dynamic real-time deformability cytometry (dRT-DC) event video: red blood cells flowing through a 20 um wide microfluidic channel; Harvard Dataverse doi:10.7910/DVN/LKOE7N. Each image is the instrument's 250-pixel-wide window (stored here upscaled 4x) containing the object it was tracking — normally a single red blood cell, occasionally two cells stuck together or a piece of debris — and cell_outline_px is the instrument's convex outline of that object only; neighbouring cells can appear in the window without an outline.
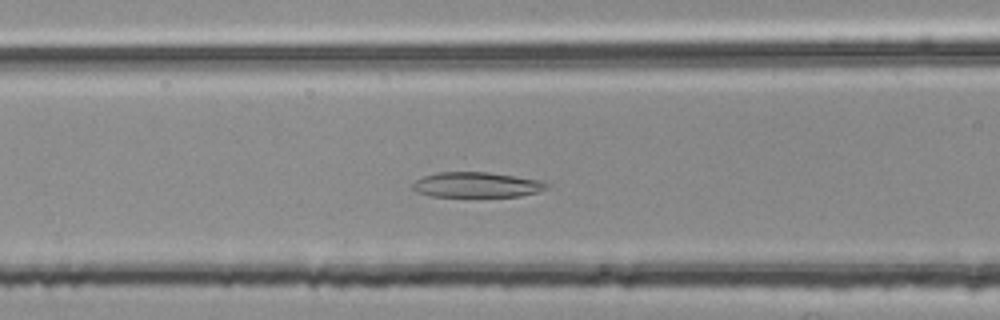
{"species": "common noctule bat (a hibernating species)", "species_latin": "Nyctalus noctula", "temperature_condition": "room temperature", "stored_images_in_passage": 48, "camera_frame_rate_fps": 3000, "um_per_image_px": 0.085, "animal": {"sex": "female", "body_mass_g": 25.1}, "frame": {"image": 1, "passage_image": 19, "time_ms": 6.0, "image_size_px": [1000, 320], "cell_outline_px": [[552, 184], [548, 188], [536, 192], [520, 196], [432, 196], [416, 192], [408, 188], [416, 180], [424, 176], [440, 172], [488, 172], [536, 180]], "centroid_in_image_um": [40.46, 15.71], "position_along_channel_um": 126.1, "area_um2": 19.54}}
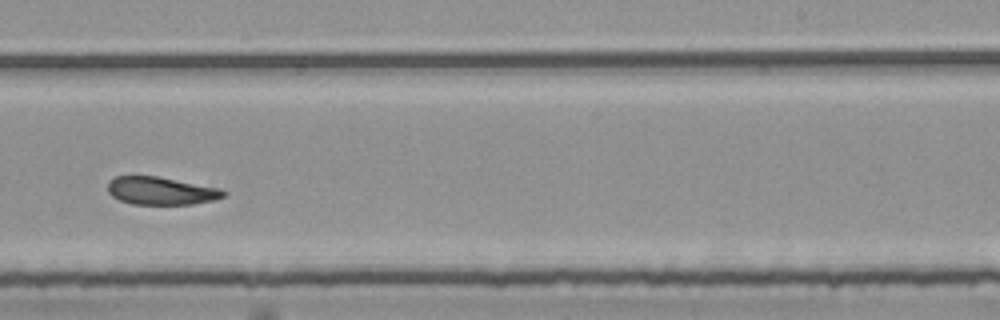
{"frame": {"image": 2, "passage_image": 31, "time_ms": 10.0, "image_size_px": [1000, 320], "cell_outline_px": [[228, 192], [224, 196], [212, 200], [192, 204], [132, 204], [120, 200], [112, 196], [108, 192], [108, 180], [116, 176], [156, 176], [220, 188]], "centroid_in_image_um": [13.66, 16.22], "position_along_channel_um": 275.3, "area_um2": 18.67}}
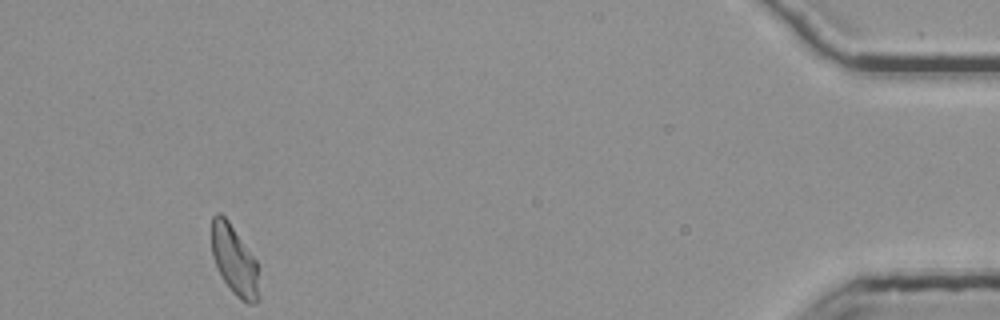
{"frame": {"image": 3, "passage_image": 48, "time_ms": 15.667, "image_size_px": [1000, 320], "cell_outline_px": [[260, 300], [256, 304], [248, 304], [240, 300], [232, 292], [216, 268], [212, 256], [212, 216], [216, 212], [220, 212], [228, 220], [256, 260], [260, 268]], "centroid_in_image_um": [19.97, 22.19], "position_along_channel_um": 415.2, "area_um2": 19.83}, "authors_computed_cell_mechanics": {"area_um2": 20.2011, "velocity_mm_per_s": 3.7381, "shape_relaxation_time_tau1_ms": null, "shape_relaxation_time_tau2_ms": 2.7893, "deformation_change_tau1": null, "deformation_change_tau2": 0.0954}}